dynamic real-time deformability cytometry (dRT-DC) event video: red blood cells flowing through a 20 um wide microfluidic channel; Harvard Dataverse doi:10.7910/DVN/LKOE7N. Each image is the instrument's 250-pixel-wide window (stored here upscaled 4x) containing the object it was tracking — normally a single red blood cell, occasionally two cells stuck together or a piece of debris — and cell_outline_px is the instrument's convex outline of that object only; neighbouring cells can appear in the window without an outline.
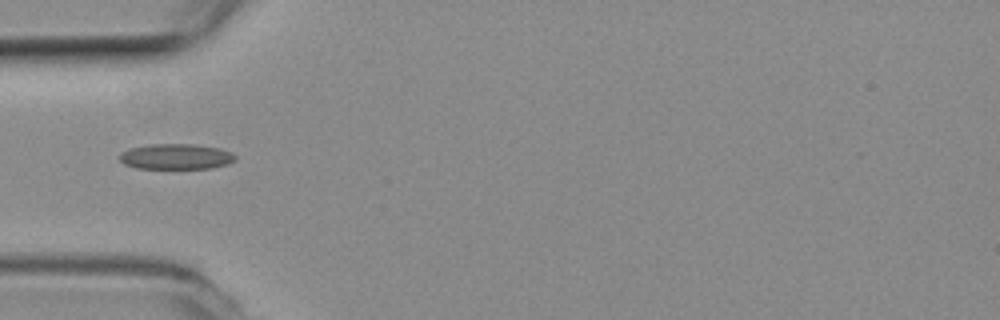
{"species": "common noctule bat (a hibernating species)", "species_latin": "Nyctalus noctula", "temperature_condition": "room temperature", "stored_images_in_passage": 6, "camera_frame_rate_fps": 3000, "um_per_image_px": 0.085, "animal": {"sex": "female", "body_mass_g": 19.3, "forearm_length_mm": 54.1}, "frame": {"image": 1, "passage_image": 1, "time_ms": 0.0, "image_size_px": [1000, 320], "cell_outline_px": [[236, 160], [228, 164], [212, 168], [136, 168], [124, 164], [120, 160], [120, 152], [132, 148], [148, 144], [192, 144], [220, 148], [232, 152], [236, 156]], "centroid_in_image_um": [14.99, 13.3], "position_along_channel_um": 70.0, "area_um2": 17.22}}